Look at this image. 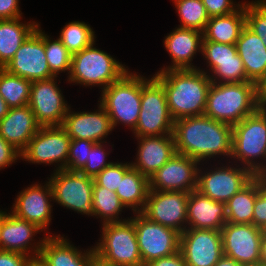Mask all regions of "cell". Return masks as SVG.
<instances>
[{"label": "cell", "instance_id": "11", "mask_svg": "<svg viewBox=\"0 0 266 266\" xmlns=\"http://www.w3.org/2000/svg\"><path fill=\"white\" fill-rule=\"evenodd\" d=\"M71 139L62 126L41 127L21 152V158L36 164L59 163L54 171L66 169ZM61 162V163H60Z\"/></svg>", "mask_w": 266, "mask_h": 266}, {"label": "cell", "instance_id": "48", "mask_svg": "<svg viewBox=\"0 0 266 266\" xmlns=\"http://www.w3.org/2000/svg\"><path fill=\"white\" fill-rule=\"evenodd\" d=\"M256 95L261 106H266V71L256 83Z\"/></svg>", "mask_w": 266, "mask_h": 266}, {"label": "cell", "instance_id": "29", "mask_svg": "<svg viewBox=\"0 0 266 266\" xmlns=\"http://www.w3.org/2000/svg\"><path fill=\"white\" fill-rule=\"evenodd\" d=\"M245 26V2H243V5L231 14L210 17L203 32V41L236 44Z\"/></svg>", "mask_w": 266, "mask_h": 266}, {"label": "cell", "instance_id": "55", "mask_svg": "<svg viewBox=\"0 0 266 266\" xmlns=\"http://www.w3.org/2000/svg\"><path fill=\"white\" fill-rule=\"evenodd\" d=\"M6 211L0 210V234H1V226H2V219L4 218ZM0 250H1V240H0Z\"/></svg>", "mask_w": 266, "mask_h": 266}, {"label": "cell", "instance_id": "15", "mask_svg": "<svg viewBox=\"0 0 266 266\" xmlns=\"http://www.w3.org/2000/svg\"><path fill=\"white\" fill-rule=\"evenodd\" d=\"M56 78L31 83L28 106L41 127L62 126L70 108L55 82Z\"/></svg>", "mask_w": 266, "mask_h": 266}, {"label": "cell", "instance_id": "34", "mask_svg": "<svg viewBox=\"0 0 266 266\" xmlns=\"http://www.w3.org/2000/svg\"><path fill=\"white\" fill-rule=\"evenodd\" d=\"M92 204L94 216L101 217L102 224L127 220L119 219L118 215L121 214L125 206L121 203L119 196L107 188L99 185L93 186Z\"/></svg>", "mask_w": 266, "mask_h": 266}, {"label": "cell", "instance_id": "9", "mask_svg": "<svg viewBox=\"0 0 266 266\" xmlns=\"http://www.w3.org/2000/svg\"><path fill=\"white\" fill-rule=\"evenodd\" d=\"M48 180L53 190V201L77 213L94 216L92 177L63 169L55 171Z\"/></svg>", "mask_w": 266, "mask_h": 266}, {"label": "cell", "instance_id": "7", "mask_svg": "<svg viewBox=\"0 0 266 266\" xmlns=\"http://www.w3.org/2000/svg\"><path fill=\"white\" fill-rule=\"evenodd\" d=\"M99 104L108 113L113 128L124 123L133 131L141 109V75L128 70L118 81L101 91Z\"/></svg>", "mask_w": 266, "mask_h": 266}, {"label": "cell", "instance_id": "3", "mask_svg": "<svg viewBox=\"0 0 266 266\" xmlns=\"http://www.w3.org/2000/svg\"><path fill=\"white\" fill-rule=\"evenodd\" d=\"M261 105L256 95V83H211L204 114L234 126L253 114Z\"/></svg>", "mask_w": 266, "mask_h": 266}, {"label": "cell", "instance_id": "53", "mask_svg": "<svg viewBox=\"0 0 266 266\" xmlns=\"http://www.w3.org/2000/svg\"><path fill=\"white\" fill-rule=\"evenodd\" d=\"M257 176L261 179L263 186L266 188V167Z\"/></svg>", "mask_w": 266, "mask_h": 266}, {"label": "cell", "instance_id": "37", "mask_svg": "<svg viewBox=\"0 0 266 266\" xmlns=\"http://www.w3.org/2000/svg\"><path fill=\"white\" fill-rule=\"evenodd\" d=\"M50 37L45 34V55L51 73L58 77L62 72H68L70 74L72 54L57 38L54 41L49 39Z\"/></svg>", "mask_w": 266, "mask_h": 266}, {"label": "cell", "instance_id": "42", "mask_svg": "<svg viewBox=\"0 0 266 266\" xmlns=\"http://www.w3.org/2000/svg\"><path fill=\"white\" fill-rule=\"evenodd\" d=\"M253 224L262 230L266 229V188L258 176H256V199L253 209Z\"/></svg>", "mask_w": 266, "mask_h": 266}, {"label": "cell", "instance_id": "38", "mask_svg": "<svg viewBox=\"0 0 266 266\" xmlns=\"http://www.w3.org/2000/svg\"><path fill=\"white\" fill-rule=\"evenodd\" d=\"M246 26L266 44V0L245 2Z\"/></svg>", "mask_w": 266, "mask_h": 266}, {"label": "cell", "instance_id": "20", "mask_svg": "<svg viewBox=\"0 0 266 266\" xmlns=\"http://www.w3.org/2000/svg\"><path fill=\"white\" fill-rule=\"evenodd\" d=\"M15 199L11 212L45 231L52 220L50 202L53 200V190L50 182L47 181L44 186L33 184L19 192Z\"/></svg>", "mask_w": 266, "mask_h": 266}, {"label": "cell", "instance_id": "18", "mask_svg": "<svg viewBox=\"0 0 266 266\" xmlns=\"http://www.w3.org/2000/svg\"><path fill=\"white\" fill-rule=\"evenodd\" d=\"M202 55L207 60L208 73L213 83H242L250 81L237 53L236 44H223L213 41H202ZM214 73V75H213Z\"/></svg>", "mask_w": 266, "mask_h": 266}, {"label": "cell", "instance_id": "41", "mask_svg": "<svg viewBox=\"0 0 266 266\" xmlns=\"http://www.w3.org/2000/svg\"><path fill=\"white\" fill-rule=\"evenodd\" d=\"M104 143L102 142L95 143L89 152L88 159L86 161V165L80 171L86 176L94 178L97 174H99L104 168L112 164L113 162H107L106 157L109 155L106 150L103 148Z\"/></svg>", "mask_w": 266, "mask_h": 266}, {"label": "cell", "instance_id": "13", "mask_svg": "<svg viewBox=\"0 0 266 266\" xmlns=\"http://www.w3.org/2000/svg\"><path fill=\"white\" fill-rule=\"evenodd\" d=\"M204 172V173H203ZM255 175L244 166H219L213 170L198 169L197 191L214 201L226 203L245 187Z\"/></svg>", "mask_w": 266, "mask_h": 266}, {"label": "cell", "instance_id": "8", "mask_svg": "<svg viewBox=\"0 0 266 266\" xmlns=\"http://www.w3.org/2000/svg\"><path fill=\"white\" fill-rule=\"evenodd\" d=\"M135 137L161 136L173 133L174 120L168 110L167 97L162 84L153 76H141V106Z\"/></svg>", "mask_w": 266, "mask_h": 266}, {"label": "cell", "instance_id": "16", "mask_svg": "<svg viewBox=\"0 0 266 266\" xmlns=\"http://www.w3.org/2000/svg\"><path fill=\"white\" fill-rule=\"evenodd\" d=\"M179 250L187 266H214L224 255L221 230L187 228Z\"/></svg>", "mask_w": 266, "mask_h": 266}, {"label": "cell", "instance_id": "12", "mask_svg": "<svg viewBox=\"0 0 266 266\" xmlns=\"http://www.w3.org/2000/svg\"><path fill=\"white\" fill-rule=\"evenodd\" d=\"M4 69L31 82L55 77L47 62L45 32L40 26L22 43Z\"/></svg>", "mask_w": 266, "mask_h": 266}, {"label": "cell", "instance_id": "21", "mask_svg": "<svg viewBox=\"0 0 266 266\" xmlns=\"http://www.w3.org/2000/svg\"><path fill=\"white\" fill-rule=\"evenodd\" d=\"M41 231L43 230L36 224L18 218L11 212H6L4 218L2 219L1 226V250L19 252L30 256L31 258L38 257L40 256L44 239L48 236V233L34 246L32 245V241H34L32 239L35 234ZM30 249H32V251Z\"/></svg>", "mask_w": 266, "mask_h": 266}, {"label": "cell", "instance_id": "1", "mask_svg": "<svg viewBox=\"0 0 266 266\" xmlns=\"http://www.w3.org/2000/svg\"><path fill=\"white\" fill-rule=\"evenodd\" d=\"M172 135L177 153L201 163L218 155L231 157L232 126L205 114L175 120Z\"/></svg>", "mask_w": 266, "mask_h": 266}, {"label": "cell", "instance_id": "2", "mask_svg": "<svg viewBox=\"0 0 266 266\" xmlns=\"http://www.w3.org/2000/svg\"><path fill=\"white\" fill-rule=\"evenodd\" d=\"M207 73L198 67L169 69L153 75L165 89L168 110L174 121L204 114L212 83Z\"/></svg>", "mask_w": 266, "mask_h": 266}, {"label": "cell", "instance_id": "22", "mask_svg": "<svg viewBox=\"0 0 266 266\" xmlns=\"http://www.w3.org/2000/svg\"><path fill=\"white\" fill-rule=\"evenodd\" d=\"M98 105L99 109L95 112H71L69 108L62 127L70 139L106 142L103 139L114 129L108 113L100 104Z\"/></svg>", "mask_w": 266, "mask_h": 266}, {"label": "cell", "instance_id": "19", "mask_svg": "<svg viewBox=\"0 0 266 266\" xmlns=\"http://www.w3.org/2000/svg\"><path fill=\"white\" fill-rule=\"evenodd\" d=\"M262 233L254 224L226 222L221 229L224 255L242 265L259 263Z\"/></svg>", "mask_w": 266, "mask_h": 266}, {"label": "cell", "instance_id": "50", "mask_svg": "<svg viewBox=\"0 0 266 266\" xmlns=\"http://www.w3.org/2000/svg\"><path fill=\"white\" fill-rule=\"evenodd\" d=\"M260 263L266 266V232L263 230L260 245Z\"/></svg>", "mask_w": 266, "mask_h": 266}, {"label": "cell", "instance_id": "52", "mask_svg": "<svg viewBox=\"0 0 266 266\" xmlns=\"http://www.w3.org/2000/svg\"><path fill=\"white\" fill-rule=\"evenodd\" d=\"M29 266H48L39 256L31 258Z\"/></svg>", "mask_w": 266, "mask_h": 266}, {"label": "cell", "instance_id": "46", "mask_svg": "<svg viewBox=\"0 0 266 266\" xmlns=\"http://www.w3.org/2000/svg\"><path fill=\"white\" fill-rule=\"evenodd\" d=\"M19 0H0V19L21 18Z\"/></svg>", "mask_w": 266, "mask_h": 266}, {"label": "cell", "instance_id": "49", "mask_svg": "<svg viewBox=\"0 0 266 266\" xmlns=\"http://www.w3.org/2000/svg\"><path fill=\"white\" fill-rule=\"evenodd\" d=\"M214 266H243L232 257L223 255Z\"/></svg>", "mask_w": 266, "mask_h": 266}, {"label": "cell", "instance_id": "35", "mask_svg": "<svg viewBox=\"0 0 266 266\" xmlns=\"http://www.w3.org/2000/svg\"><path fill=\"white\" fill-rule=\"evenodd\" d=\"M59 40L74 55L95 42V33L89 24L72 21L60 31Z\"/></svg>", "mask_w": 266, "mask_h": 266}, {"label": "cell", "instance_id": "25", "mask_svg": "<svg viewBox=\"0 0 266 266\" xmlns=\"http://www.w3.org/2000/svg\"><path fill=\"white\" fill-rule=\"evenodd\" d=\"M40 128L28 105L9 108L7 115L0 121V135L20 153Z\"/></svg>", "mask_w": 266, "mask_h": 266}, {"label": "cell", "instance_id": "28", "mask_svg": "<svg viewBox=\"0 0 266 266\" xmlns=\"http://www.w3.org/2000/svg\"><path fill=\"white\" fill-rule=\"evenodd\" d=\"M236 47L247 78L257 83L266 71V44L245 26L236 42Z\"/></svg>", "mask_w": 266, "mask_h": 266}, {"label": "cell", "instance_id": "27", "mask_svg": "<svg viewBox=\"0 0 266 266\" xmlns=\"http://www.w3.org/2000/svg\"><path fill=\"white\" fill-rule=\"evenodd\" d=\"M60 235H48L43 242L40 258L48 266H93L94 247L84 253Z\"/></svg>", "mask_w": 266, "mask_h": 266}, {"label": "cell", "instance_id": "51", "mask_svg": "<svg viewBox=\"0 0 266 266\" xmlns=\"http://www.w3.org/2000/svg\"><path fill=\"white\" fill-rule=\"evenodd\" d=\"M9 107L0 95V121L7 115Z\"/></svg>", "mask_w": 266, "mask_h": 266}, {"label": "cell", "instance_id": "36", "mask_svg": "<svg viewBox=\"0 0 266 266\" xmlns=\"http://www.w3.org/2000/svg\"><path fill=\"white\" fill-rule=\"evenodd\" d=\"M181 25L178 27L204 32L209 16L201 0H173Z\"/></svg>", "mask_w": 266, "mask_h": 266}, {"label": "cell", "instance_id": "45", "mask_svg": "<svg viewBox=\"0 0 266 266\" xmlns=\"http://www.w3.org/2000/svg\"><path fill=\"white\" fill-rule=\"evenodd\" d=\"M31 257L19 252L0 250V266H29Z\"/></svg>", "mask_w": 266, "mask_h": 266}, {"label": "cell", "instance_id": "56", "mask_svg": "<svg viewBox=\"0 0 266 266\" xmlns=\"http://www.w3.org/2000/svg\"><path fill=\"white\" fill-rule=\"evenodd\" d=\"M243 266H265V265L259 262L256 264H249V265H243Z\"/></svg>", "mask_w": 266, "mask_h": 266}, {"label": "cell", "instance_id": "47", "mask_svg": "<svg viewBox=\"0 0 266 266\" xmlns=\"http://www.w3.org/2000/svg\"><path fill=\"white\" fill-rule=\"evenodd\" d=\"M145 266H187L180 250L172 255L165 256L147 263Z\"/></svg>", "mask_w": 266, "mask_h": 266}, {"label": "cell", "instance_id": "4", "mask_svg": "<svg viewBox=\"0 0 266 266\" xmlns=\"http://www.w3.org/2000/svg\"><path fill=\"white\" fill-rule=\"evenodd\" d=\"M230 158L238 159L236 162L241 161V166L244 165L255 176L266 167V162L257 160L260 158L266 161V106H260L232 127Z\"/></svg>", "mask_w": 266, "mask_h": 266}, {"label": "cell", "instance_id": "32", "mask_svg": "<svg viewBox=\"0 0 266 266\" xmlns=\"http://www.w3.org/2000/svg\"><path fill=\"white\" fill-rule=\"evenodd\" d=\"M255 199L256 176L225 203L227 222L253 224Z\"/></svg>", "mask_w": 266, "mask_h": 266}, {"label": "cell", "instance_id": "17", "mask_svg": "<svg viewBox=\"0 0 266 266\" xmlns=\"http://www.w3.org/2000/svg\"><path fill=\"white\" fill-rule=\"evenodd\" d=\"M200 162L175 153L159 170L149 178V190L183 191L190 193L197 189Z\"/></svg>", "mask_w": 266, "mask_h": 266}, {"label": "cell", "instance_id": "23", "mask_svg": "<svg viewBox=\"0 0 266 266\" xmlns=\"http://www.w3.org/2000/svg\"><path fill=\"white\" fill-rule=\"evenodd\" d=\"M136 139L139 143L137 158L131 165L148 178L177 153L172 134L143 136Z\"/></svg>", "mask_w": 266, "mask_h": 266}, {"label": "cell", "instance_id": "33", "mask_svg": "<svg viewBox=\"0 0 266 266\" xmlns=\"http://www.w3.org/2000/svg\"><path fill=\"white\" fill-rule=\"evenodd\" d=\"M31 81L0 68V95L9 108L28 105Z\"/></svg>", "mask_w": 266, "mask_h": 266}, {"label": "cell", "instance_id": "30", "mask_svg": "<svg viewBox=\"0 0 266 266\" xmlns=\"http://www.w3.org/2000/svg\"><path fill=\"white\" fill-rule=\"evenodd\" d=\"M20 19H0V68L6 66L22 43L39 26L34 21L24 24Z\"/></svg>", "mask_w": 266, "mask_h": 266}, {"label": "cell", "instance_id": "14", "mask_svg": "<svg viewBox=\"0 0 266 266\" xmlns=\"http://www.w3.org/2000/svg\"><path fill=\"white\" fill-rule=\"evenodd\" d=\"M188 198V192L149 190L141 213L149 220L181 234L187 229Z\"/></svg>", "mask_w": 266, "mask_h": 266}, {"label": "cell", "instance_id": "43", "mask_svg": "<svg viewBox=\"0 0 266 266\" xmlns=\"http://www.w3.org/2000/svg\"><path fill=\"white\" fill-rule=\"evenodd\" d=\"M209 17L225 16L237 11L243 3L235 4L233 0H201Z\"/></svg>", "mask_w": 266, "mask_h": 266}, {"label": "cell", "instance_id": "24", "mask_svg": "<svg viewBox=\"0 0 266 266\" xmlns=\"http://www.w3.org/2000/svg\"><path fill=\"white\" fill-rule=\"evenodd\" d=\"M176 28L165 36L163 42L172 58V65L164 66L158 72L169 69H197L191 61L196 52H202L203 33L195 29Z\"/></svg>", "mask_w": 266, "mask_h": 266}, {"label": "cell", "instance_id": "39", "mask_svg": "<svg viewBox=\"0 0 266 266\" xmlns=\"http://www.w3.org/2000/svg\"><path fill=\"white\" fill-rule=\"evenodd\" d=\"M132 167L131 163H112L97 174L93 180L94 185H99L116 192L120 184V178Z\"/></svg>", "mask_w": 266, "mask_h": 266}, {"label": "cell", "instance_id": "44", "mask_svg": "<svg viewBox=\"0 0 266 266\" xmlns=\"http://www.w3.org/2000/svg\"><path fill=\"white\" fill-rule=\"evenodd\" d=\"M21 158V153L0 135V170Z\"/></svg>", "mask_w": 266, "mask_h": 266}, {"label": "cell", "instance_id": "54", "mask_svg": "<svg viewBox=\"0 0 266 266\" xmlns=\"http://www.w3.org/2000/svg\"><path fill=\"white\" fill-rule=\"evenodd\" d=\"M93 266H111V265L104 264L103 262L98 260L95 254L93 257Z\"/></svg>", "mask_w": 266, "mask_h": 266}, {"label": "cell", "instance_id": "31", "mask_svg": "<svg viewBox=\"0 0 266 266\" xmlns=\"http://www.w3.org/2000/svg\"><path fill=\"white\" fill-rule=\"evenodd\" d=\"M115 193L125 208H130L133 213L142 212L149 193V178L131 167L123 178H120Z\"/></svg>", "mask_w": 266, "mask_h": 266}, {"label": "cell", "instance_id": "10", "mask_svg": "<svg viewBox=\"0 0 266 266\" xmlns=\"http://www.w3.org/2000/svg\"><path fill=\"white\" fill-rule=\"evenodd\" d=\"M135 214L134 218H130L134 222L137 243L144 266L153 260L179 251V232L149 220L141 212Z\"/></svg>", "mask_w": 266, "mask_h": 266}, {"label": "cell", "instance_id": "26", "mask_svg": "<svg viewBox=\"0 0 266 266\" xmlns=\"http://www.w3.org/2000/svg\"><path fill=\"white\" fill-rule=\"evenodd\" d=\"M226 222L225 203L214 201L197 190L189 193L187 228L221 230Z\"/></svg>", "mask_w": 266, "mask_h": 266}, {"label": "cell", "instance_id": "6", "mask_svg": "<svg viewBox=\"0 0 266 266\" xmlns=\"http://www.w3.org/2000/svg\"><path fill=\"white\" fill-rule=\"evenodd\" d=\"M94 45L93 42L87 48L72 55L68 81L84 86L100 85L103 91L110 84L118 81L128 69Z\"/></svg>", "mask_w": 266, "mask_h": 266}, {"label": "cell", "instance_id": "5", "mask_svg": "<svg viewBox=\"0 0 266 266\" xmlns=\"http://www.w3.org/2000/svg\"><path fill=\"white\" fill-rule=\"evenodd\" d=\"M101 233L102 239L94 246L98 260L111 266H144L131 218L102 224Z\"/></svg>", "mask_w": 266, "mask_h": 266}, {"label": "cell", "instance_id": "40", "mask_svg": "<svg viewBox=\"0 0 266 266\" xmlns=\"http://www.w3.org/2000/svg\"><path fill=\"white\" fill-rule=\"evenodd\" d=\"M94 144L84 139H71L66 170L80 172L86 165L89 152Z\"/></svg>", "mask_w": 266, "mask_h": 266}]
</instances>
